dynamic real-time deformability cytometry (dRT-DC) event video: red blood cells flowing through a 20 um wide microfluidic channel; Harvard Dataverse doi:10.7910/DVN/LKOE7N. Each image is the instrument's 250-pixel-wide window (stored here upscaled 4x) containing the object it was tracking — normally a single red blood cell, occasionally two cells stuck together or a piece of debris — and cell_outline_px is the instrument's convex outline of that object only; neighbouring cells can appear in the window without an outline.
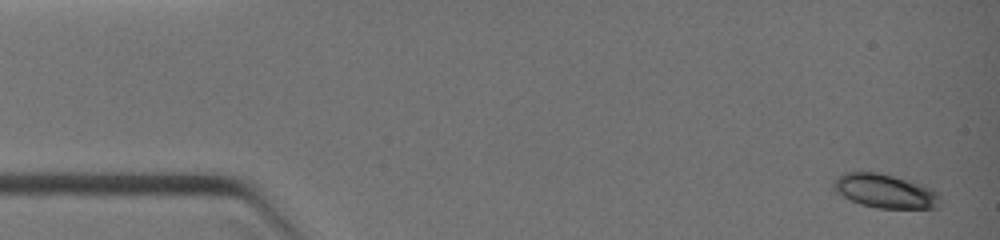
{"species": "common noctule bat (a hibernating species)", "species_latin": "Nyctalus noctula", "temperature_condition": "warm", "stored_images_in_passage": 5, "camera_frame_rate_fps": 3000, "um_per_image_px": 0.085, "animal": {"sex": "female", "body_mass_g": 19.0, "forearm_length_mm": 51.5}, "frame": {"image": 1, "passage_image": 1, "time_ms": 0.0, "image_size_px": [1000, 240], "cell_outline_px": [[940, 208], [876, 208], [860, 204], [836, 192], [832, 188], [832, 184], [844, 172], [876, 172], [892, 176], [920, 184], [932, 188], [940, 192]], "centroid_in_image_um": [75.27, 16.25], "position_along_channel_um": 9.7, "area_um2": 20.98}}
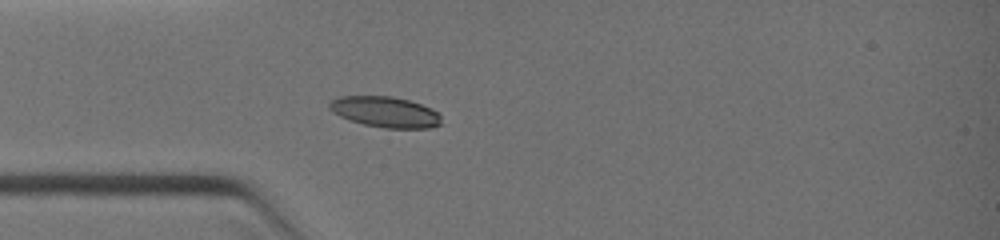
{"frame": {"image": 2, "passage_image": 5, "time_ms": 3.0, "image_size_px": [1000, 240], "cell_outline_px": [[440, 124], [428, 128], [384, 128], [364, 124], [340, 116], [332, 112], [328, 108], [328, 104], [332, 100], [340, 96], [392, 96], [408, 100], [420, 104], [436, 112], [440, 116]], "centroid_in_image_um": [32.7, 9.51], "position_along_channel_um": 52.3, "area_um2": 19.77}}